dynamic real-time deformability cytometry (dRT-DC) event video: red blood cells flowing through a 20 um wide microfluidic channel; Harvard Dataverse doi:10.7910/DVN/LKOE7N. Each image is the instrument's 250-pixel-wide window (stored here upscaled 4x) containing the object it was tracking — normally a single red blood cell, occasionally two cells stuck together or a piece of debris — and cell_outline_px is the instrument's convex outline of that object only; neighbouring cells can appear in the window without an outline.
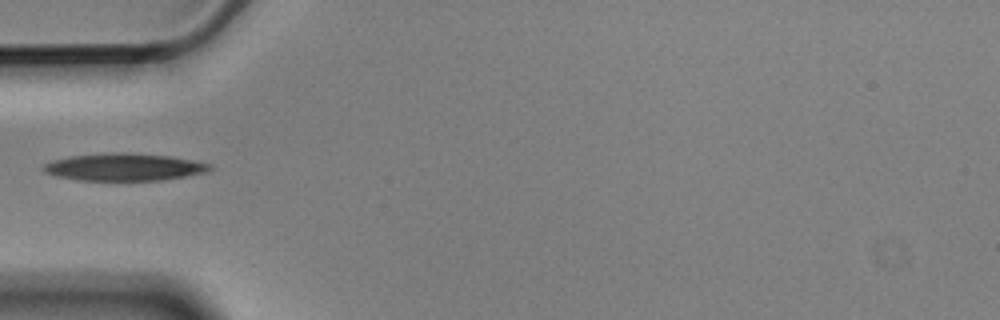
{"species": "Egyptian fruit bat (a non-hibernating species)", "species_latin": "Rousettus aegyptiacus", "temperature_condition": "cold", "stored_images_in_passage": 9, "camera_frame_rate_fps": 3000, "um_per_image_px": 0.085, "animal": {"sex": "male"}, "frame": {"image": 1, "passage_image": 4, "time_ms": 1.0, "image_size_px": [1000, 320], "cell_outline_px": [[212, 168], [208, 172], [164, 180], [76, 180], [56, 176], [44, 172], [40, 168], [44, 164], [52, 160], [72, 156], [112, 152], [168, 156], [192, 160], [212, 164]], "centroid_in_image_um": [10.53, 14.21], "position_along_channel_um": 74.5, "area_um2": 26.41}}
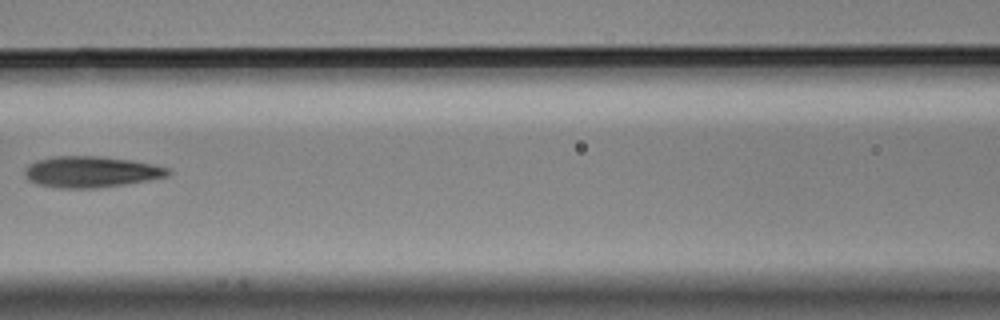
{"frame": {"image": 2, "passage_image": 6, "time_ms": 1.667, "image_size_px": [1000, 320], "cell_outline_px": [[172, 172], [168, 176], [148, 180], [124, 184], [96, 188], [56, 188], [36, 184], [28, 180], [24, 176], [24, 172], [28, 164], [36, 160], [52, 156], [96, 156], [132, 160], [152, 164], [168, 168]], "centroid_in_image_um": [7.69, 14.61], "position_along_channel_um": 158.9, "area_um2": 26.13}}
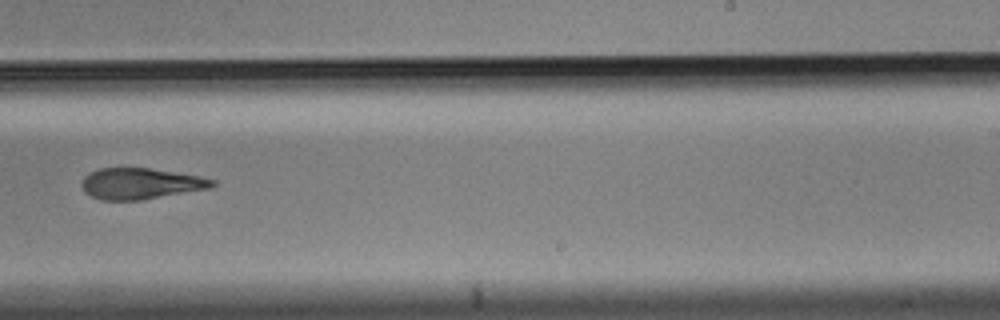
{"frame": {"image": 3, "passage_image": 9, "time_ms": 2.667, "image_size_px": [1000, 320], "cell_outline_px": [[216, 184], [212, 188], [140, 200], [100, 200], [84, 192], [80, 184], [84, 176], [88, 172], [100, 168], [148, 168], [200, 176], [216, 180]], "centroid_in_image_um": [11.94, 15.6], "position_along_channel_um": 277.1, "area_um2": 23.76}}